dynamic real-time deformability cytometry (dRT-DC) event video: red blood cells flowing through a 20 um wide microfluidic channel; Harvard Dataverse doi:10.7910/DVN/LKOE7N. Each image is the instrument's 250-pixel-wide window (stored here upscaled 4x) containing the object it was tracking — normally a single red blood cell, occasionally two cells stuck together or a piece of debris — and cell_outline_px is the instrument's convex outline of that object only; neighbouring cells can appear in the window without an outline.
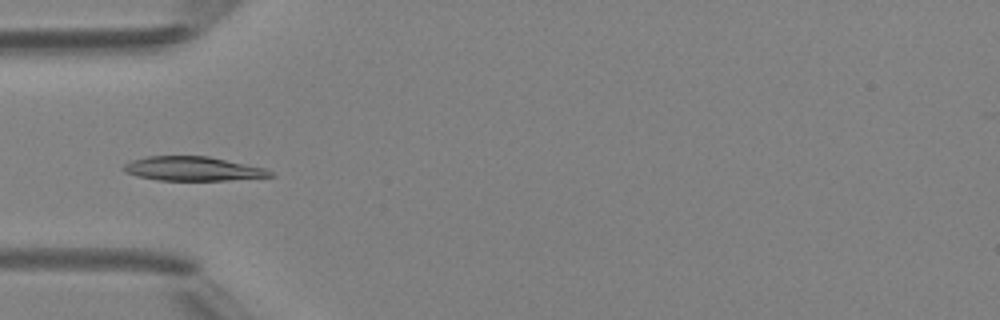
{"species": "Egyptian fruit bat (a non-hibernating species)", "species_latin": "Rousettus aegyptiacus", "temperature_condition": "room temperature", "stored_images_in_passage": 4, "camera_frame_rate_fps": 3000, "um_per_image_px": 0.085, "animal": {"sex": "female"}, "frame": {"image": 1, "passage_image": 4, "time_ms": 3.333, "image_size_px": [1000, 320], "cell_outline_px": [[276, 176], [228, 180], [156, 180], [136, 176], [124, 172], [120, 168], [128, 160], [148, 156], [208, 156], [264, 168], [272, 172]], "centroid_in_image_um": [16.31, 14.34], "position_along_channel_um": 68.7, "area_um2": 20.75}}